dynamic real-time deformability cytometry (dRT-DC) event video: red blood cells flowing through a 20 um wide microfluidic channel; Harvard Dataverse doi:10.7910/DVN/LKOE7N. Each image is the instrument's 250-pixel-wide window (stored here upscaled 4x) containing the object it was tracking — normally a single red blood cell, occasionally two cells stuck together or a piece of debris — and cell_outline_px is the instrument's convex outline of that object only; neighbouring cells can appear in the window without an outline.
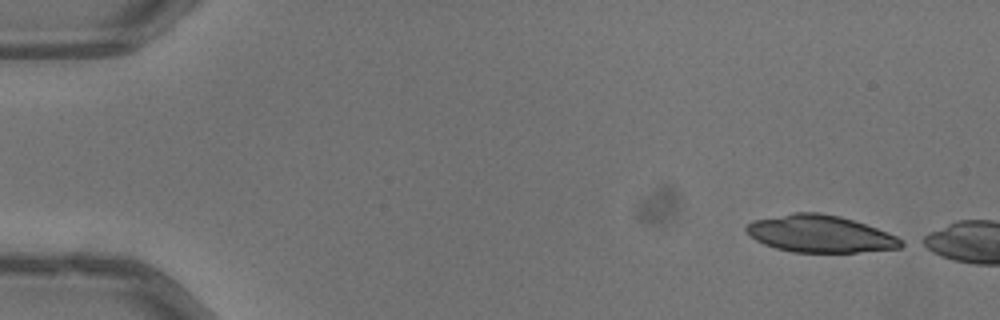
{"species": "common noctule bat (a hibernating species)", "species_latin": "Nyctalus noctula", "temperature_condition": "warm", "stored_images_in_passage": 44, "camera_frame_rate_fps": 3000, "um_per_image_px": 0.085, "animal": {"sex": "male", "body_mass_g": 13.3}, "frame": {"image": 1, "passage_image": 1, "time_ms": 0.0, "image_size_px": [1000, 320], "cell_outline_px": [[908, 244], [900, 248], [856, 252], [792, 252], [776, 248], [764, 244], [756, 240], [744, 228], [752, 220], [792, 212], [816, 212], [840, 216], [876, 228], [896, 236]], "centroid_in_image_um": [69.71, 19.87], "position_along_channel_um": 15.3, "area_um2": 33.41}}